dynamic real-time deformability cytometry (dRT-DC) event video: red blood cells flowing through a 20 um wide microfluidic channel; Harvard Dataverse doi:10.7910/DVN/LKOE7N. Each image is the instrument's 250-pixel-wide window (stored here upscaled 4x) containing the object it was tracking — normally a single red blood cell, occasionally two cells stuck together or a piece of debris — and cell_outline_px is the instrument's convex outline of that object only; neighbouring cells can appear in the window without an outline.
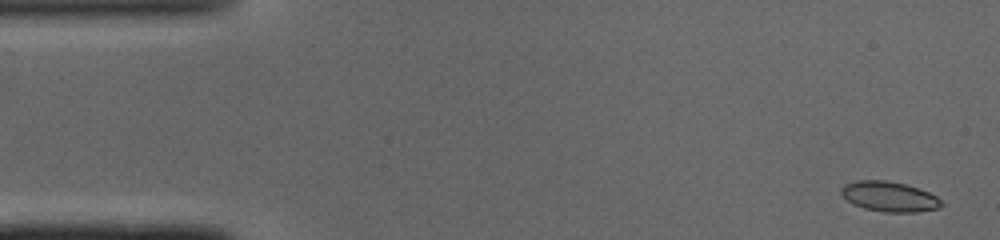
{"species": "common noctule bat (a hibernating species)", "species_latin": "Nyctalus noctula", "temperature_condition": "cold", "stored_images_in_passage": 49, "camera_frame_rate_fps": 3000, "um_per_image_px": 0.085, "animal": {"sex": "male", "body_mass_g": 19.0, "forearm_length_mm": 50.8}, "frame": {"image": 1, "passage_image": 2, "time_ms": 0.333, "image_size_px": [1000, 240], "cell_outline_px": [[944, 204], [940, 208], [916, 212], [884, 212], [864, 208], [852, 204], [840, 192], [840, 188], [844, 184], [856, 180], [888, 180], [920, 188], [936, 196]], "centroid_in_image_um": [75.59, 16.7], "position_along_channel_um": 9.4, "area_um2": 17.69}}
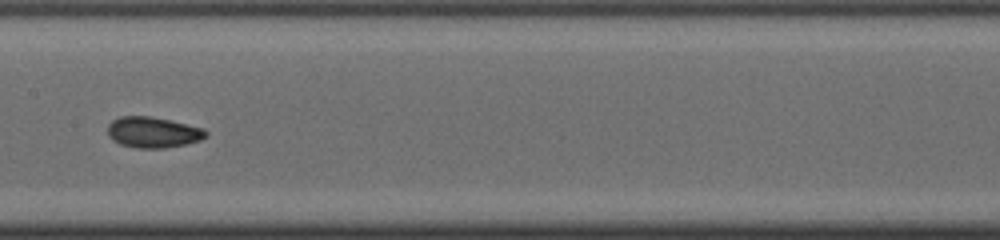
{"frame": {"image": 2, "passage_image": 24, "time_ms": 7.667, "image_size_px": [1000, 240], "cell_outline_px": [[208, 136], [200, 140], [184, 144], [164, 148], [136, 148], [120, 144], [112, 140], [108, 136], [108, 124], [112, 120], [120, 116], [152, 116], [204, 128], [208, 132]], "centroid_in_image_um": [12.99, 11.24], "position_along_channel_um": 194.4, "area_um2": 17.74}}
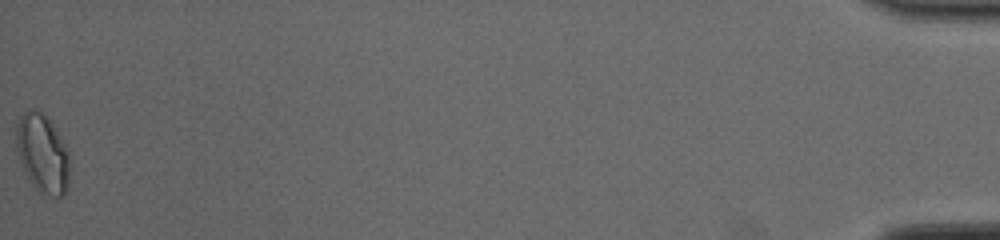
{"frame": {"image": 3, "passage_image": 49, "time_ms": 16.0, "image_size_px": [1000, 240], "cell_outline_px": [[68, 188], [64, 196], [40, 196], [28, 180], [24, 172], [16, 148], [16, 128], [20, 116], [24, 108], [36, 108], [56, 128], [68, 148]], "centroid_in_image_um": [3.6, 13.07], "position_along_channel_um": 431.6, "area_um2": 25.03}, "authors_computed_cell_mechanics": {"area_um2": 17.34, "velocity_mm_per_s": 4.1075, "shape_relaxation_time_tau1_ms": 3.3704, "shape_relaxation_time_tau2_ms": 1.5722, "deformation_change_tau1": 0.0876, "deformation_change_tau2": 0.0547}}